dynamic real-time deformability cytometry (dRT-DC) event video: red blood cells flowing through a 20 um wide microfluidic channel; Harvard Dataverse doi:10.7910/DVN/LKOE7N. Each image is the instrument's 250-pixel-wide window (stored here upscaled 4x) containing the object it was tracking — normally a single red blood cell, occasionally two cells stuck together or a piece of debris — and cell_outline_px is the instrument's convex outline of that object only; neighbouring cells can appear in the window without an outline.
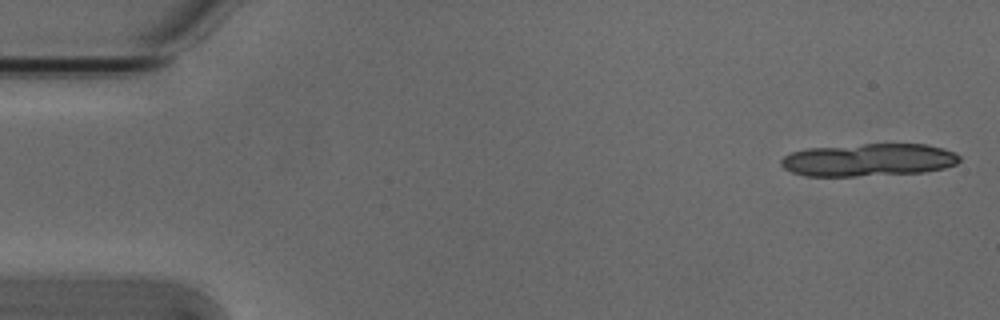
{"species": "Egyptian fruit bat (a non-hibernating species)", "species_latin": "Rousettus aegyptiacus", "temperature_condition": "cold", "stored_images_in_passage": 7, "camera_frame_rate_fps": 3000, "um_per_image_px": 0.085, "animal": {"sex": "male"}, "frame": {"image": 1, "passage_image": 1, "time_ms": 0.0, "image_size_px": [1000, 320], "cell_outline_px": [[960, 160], [956, 164], [944, 168], [924, 172], [856, 176], [804, 176], [792, 172], [784, 168], [780, 164], [780, 160], [784, 156], [792, 152], [808, 148], [864, 144], [924, 144], [944, 148], [956, 152], [960, 156]], "centroid_in_image_um": [73.84, 13.59], "position_along_channel_um": 11.2, "area_um2": 34.1}}
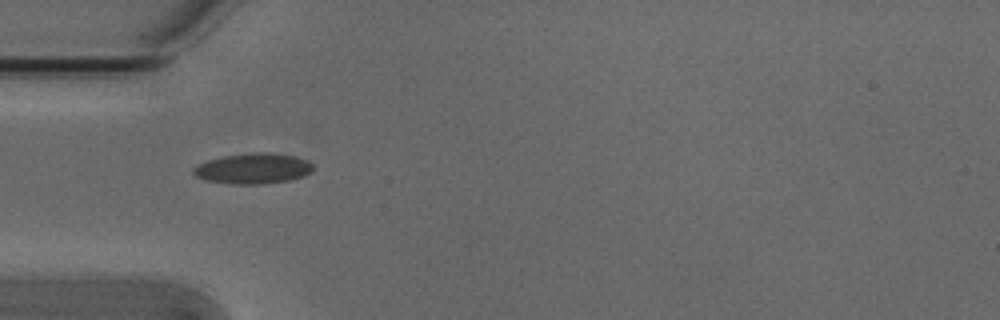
{"frame": {"image": 2, "passage_image": 5, "time_ms": 1.333, "image_size_px": [1000, 320], "cell_outline_px": [[312, 172], [304, 176], [288, 180], [260, 184], [232, 184], [204, 180], [196, 176], [192, 172], [192, 168], [208, 160], [224, 156], [252, 152], [268, 152], [296, 156], [312, 164]], "centroid_in_image_um": [21.5, 14.32], "position_along_channel_um": 63.5, "area_um2": 21.21}}